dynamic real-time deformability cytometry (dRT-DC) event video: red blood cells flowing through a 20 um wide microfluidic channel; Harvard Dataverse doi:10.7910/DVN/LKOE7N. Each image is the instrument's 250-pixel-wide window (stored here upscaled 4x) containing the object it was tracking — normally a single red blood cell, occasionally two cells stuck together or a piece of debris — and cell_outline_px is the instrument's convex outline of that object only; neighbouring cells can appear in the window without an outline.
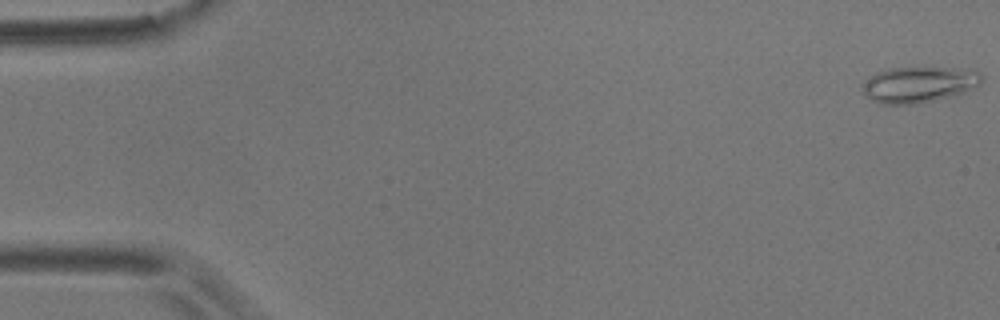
{"species": "common noctule bat (a hibernating species)", "species_latin": "Nyctalus noctula", "temperature_condition": "room temperature", "stored_images_in_passage": 5, "camera_frame_rate_fps": 3000, "um_per_image_px": 0.085, "animal": {"sex": "male", "body_mass_g": 17.9}, "frame": {"image": 1, "passage_image": 1, "time_ms": 0.0, "image_size_px": [1000, 320], "cell_outline_px": [[984, 76], [980, 84], [976, 88], [964, 92], [916, 104], [880, 104], [872, 100], [864, 92], [860, 84], [876, 72], [888, 68], [932, 64], [976, 68]], "centroid_in_image_um": [78.19, 7.09], "position_along_channel_um": 6.8, "area_um2": 26.41}}